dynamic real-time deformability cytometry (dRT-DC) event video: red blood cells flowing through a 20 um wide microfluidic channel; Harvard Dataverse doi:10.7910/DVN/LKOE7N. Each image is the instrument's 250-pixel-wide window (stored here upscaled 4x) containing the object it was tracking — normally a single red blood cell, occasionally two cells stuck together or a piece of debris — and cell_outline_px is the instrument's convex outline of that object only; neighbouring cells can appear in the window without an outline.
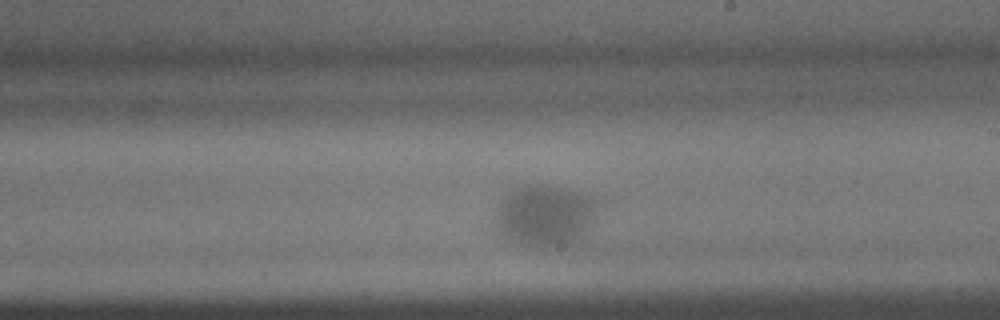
{"species": "common noctule bat (a hibernating species)", "species_latin": "Nyctalus noctula", "temperature_condition": "warm", "stored_images_in_passage": 22, "camera_frame_rate_fps": 3000, "um_per_image_px": 0.085, "animal": {"sex": "male", "body_mass_g": 15.6}, "frame": {"image": 1, "passage_image": 14, "time_ms": 4.333, "image_size_px": [1000, 320], "cell_outline_px": [[604, 200], [580, 244], [524, 244], [512, 240], [504, 236], [500, 232], [496, 220], [496, 216], [500, 200], [504, 196], [516, 188], [524, 184], [544, 184], [564, 188]], "centroid_in_image_um": [46.43, 18.26], "position_along_channel_um": 242.6, "area_um2": 36.59}}
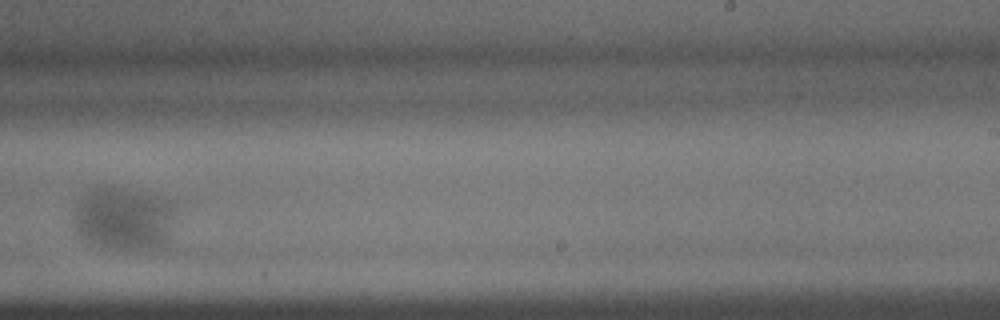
{"frame": {"image": 2, "passage_image": 16, "time_ms": 5.0, "image_size_px": [1000, 320], "cell_outline_px": [[172, 212], [168, 248], [116, 248], [96, 244], [80, 236], [76, 232], [72, 224], [72, 208], [76, 200], [96, 188], [104, 184], [140, 192], [156, 196], [168, 200], [172, 208]], "centroid_in_image_um": [10.44, 18.57], "position_along_channel_um": 278.6, "area_um2": 37.4}}
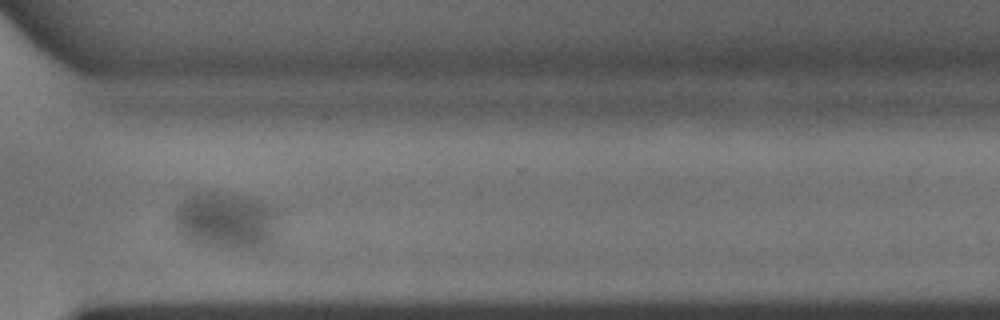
{"frame": {"image": 3, "passage_image": 20, "time_ms": 6.333, "image_size_px": [1000, 320], "cell_outline_px": [[280, 216], [272, 244], [268, 248], [248, 252], [212, 248], [188, 244], [176, 228], [172, 220], [176, 208], [184, 200], [196, 192], [220, 192], [244, 196], [260, 200], [276, 208]], "centroid_in_image_um": [19.25, 18.85], "position_along_channel_um": 351.3, "area_um2": 36.65}}